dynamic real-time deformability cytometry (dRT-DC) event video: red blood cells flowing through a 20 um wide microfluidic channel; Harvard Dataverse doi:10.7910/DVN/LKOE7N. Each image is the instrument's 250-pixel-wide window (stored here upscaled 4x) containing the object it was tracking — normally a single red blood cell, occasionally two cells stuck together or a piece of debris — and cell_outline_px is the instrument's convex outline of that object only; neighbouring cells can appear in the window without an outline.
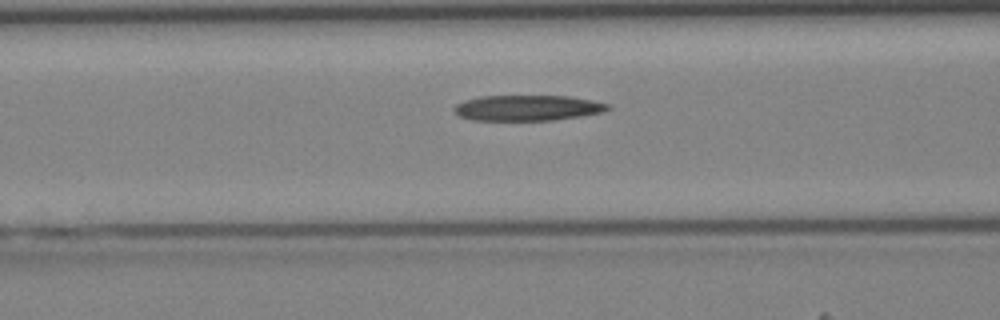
{"species": "Egyptian fruit bat (a non-hibernating species)", "species_latin": "Rousettus aegyptiacus", "temperature_condition": "cold", "stored_images_in_passage": 30, "camera_frame_rate_fps": 3000, "um_per_image_px": 0.085, "animal": {"sex": "female"}, "frame": {"image": 1, "passage_image": 5, "time_ms": 1.333, "image_size_px": [1000, 320], "cell_outline_px": [[612, 108], [604, 112], [556, 120], [472, 120], [460, 116], [452, 108], [456, 104], [464, 100], [480, 96], [568, 96], [592, 100], [612, 104]], "centroid_in_image_um": [44.88, 9.17], "position_along_channel_um": 121.7, "area_um2": 23.06}}
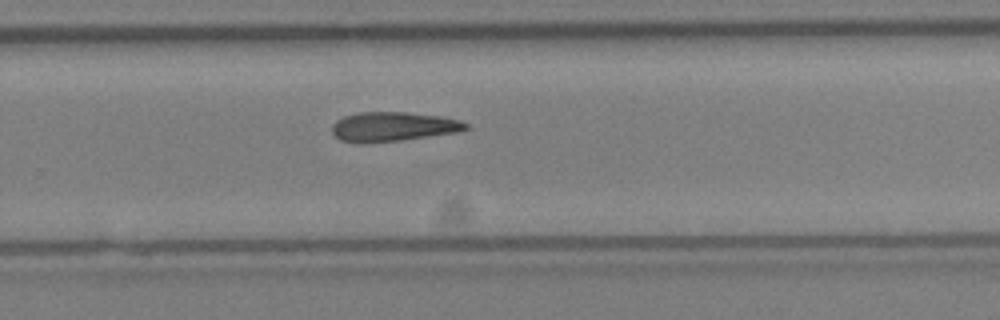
{"frame": {"image": 2, "passage_image": 16, "time_ms": 5.0, "image_size_px": [1000, 320], "cell_outline_px": [[472, 128], [456, 132], [400, 140], [364, 144], [356, 144], [340, 140], [332, 132], [332, 124], [336, 120], [344, 116], [356, 112], [408, 112], [440, 116], [460, 120], [468, 124]], "centroid_in_image_um": [33.37, 10.77], "position_along_channel_um": 296.4, "area_um2": 23.18}}
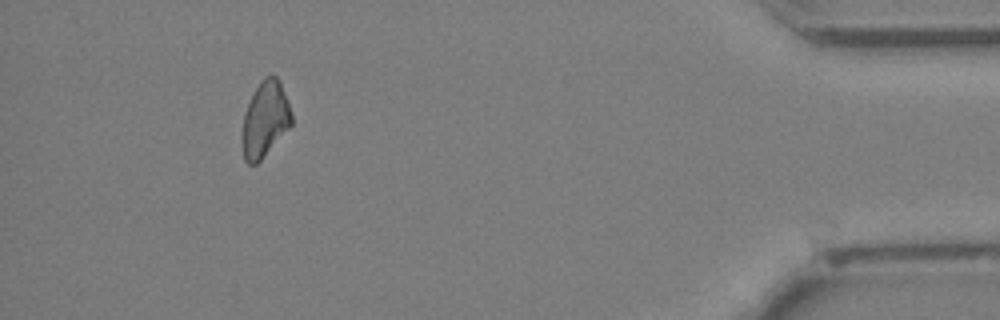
{"frame": {"image": 3, "passage_image": 27, "time_ms": 8.667, "image_size_px": [1000, 320], "cell_outline_px": [[292, 124], [260, 160], [256, 164], [248, 164], [244, 160], [240, 144], [240, 140], [244, 112], [260, 80], [264, 76], [272, 72], [280, 80], [288, 100], [292, 116]], "centroid_in_image_um": [22.5, 10.12], "position_along_channel_um": 412.7, "area_um2": 22.08}}